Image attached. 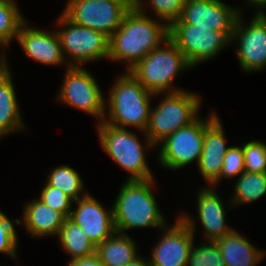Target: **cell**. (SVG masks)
<instances>
[{
	"mask_svg": "<svg viewBox=\"0 0 266 266\" xmlns=\"http://www.w3.org/2000/svg\"><path fill=\"white\" fill-rule=\"evenodd\" d=\"M147 2L151 5L156 17L168 27L179 20L185 4V0H148Z\"/></svg>",
	"mask_w": 266,
	"mask_h": 266,
	"instance_id": "obj_30",
	"label": "cell"
},
{
	"mask_svg": "<svg viewBox=\"0 0 266 266\" xmlns=\"http://www.w3.org/2000/svg\"><path fill=\"white\" fill-rule=\"evenodd\" d=\"M245 172H266V144L262 141H249L242 146Z\"/></svg>",
	"mask_w": 266,
	"mask_h": 266,
	"instance_id": "obj_28",
	"label": "cell"
},
{
	"mask_svg": "<svg viewBox=\"0 0 266 266\" xmlns=\"http://www.w3.org/2000/svg\"><path fill=\"white\" fill-rule=\"evenodd\" d=\"M154 182V179L127 180L122 185L112 206L117 233L126 234L124 231L132 228L163 229L168 226L152 193Z\"/></svg>",
	"mask_w": 266,
	"mask_h": 266,
	"instance_id": "obj_2",
	"label": "cell"
},
{
	"mask_svg": "<svg viewBox=\"0 0 266 266\" xmlns=\"http://www.w3.org/2000/svg\"><path fill=\"white\" fill-rule=\"evenodd\" d=\"M128 1H130L134 5L138 0H128Z\"/></svg>",
	"mask_w": 266,
	"mask_h": 266,
	"instance_id": "obj_39",
	"label": "cell"
},
{
	"mask_svg": "<svg viewBox=\"0 0 266 266\" xmlns=\"http://www.w3.org/2000/svg\"><path fill=\"white\" fill-rule=\"evenodd\" d=\"M187 266H225L220 250L215 241L209 244L192 245Z\"/></svg>",
	"mask_w": 266,
	"mask_h": 266,
	"instance_id": "obj_27",
	"label": "cell"
},
{
	"mask_svg": "<svg viewBox=\"0 0 266 266\" xmlns=\"http://www.w3.org/2000/svg\"><path fill=\"white\" fill-rule=\"evenodd\" d=\"M23 219H15L16 224L23 223L31 238L59 234L65 217L40 200H31L25 204Z\"/></svg>",
	"mask_w": 266,
	"mask_h": 266,
	"instance_id": "obj_19",
	"label": "cell"
},
{
	"mask_svg": "<svg viewBox=\"0 0 266 266\" xmlns=\"http://www.w3.org/2000/svg\"><path fill=\"white\" fill-rule=\"evenodd\" d=\"M8 67H0V77L8 70Z\"/></svg>",
	"mask_w": 266,
	"mask_h": 266,
	"instance_id": "obj_37",
	"label": "cell"
},
{
	"mask_svg": "<svg viewBox=\"0 0 266 266\" xmlns=\"http://www.w3.org/2000/svg\"><path fill=\"white\" fill-rule=\"evenodd\" d=\"M17 237L13 221L0 210V253L16 259Z\"/></svg>",
	"mask_w": 266,
	"mask_h": 266,
	"instance_id": "obj_32",
	"label": "cell"
},
{
	"mask_svg": "<svg viewBox=\"0 0 266 266\" xmlns=\"http://www.w3.org/2000/svg\"><path fill=\"white\" fill-rule=\"evenodd\" d=\"M266 194V172H244L239 176L235 185L231 205L248 204Z\"/></svg>",
	"mask_w": 266,
	"mask_h": 266,
	"instance_id": "obj_24",
	"label": "cell"
},
{
	"mask_svg": "<svg viewBox=\"0 0 266 266\" xmlns=\"http://www.w3.org/2000/svg\"><path fill=\"white\" fill-rule=\"evenodd\" d=\"M242 12L221 0H185L180 16L184 24L209 28L212 31L234 30Z\"/></svg>",
	"mask_w": 266,
	"mask_h": 266,
	"instance_id": "obj_14",
	"label": "cell"
},
{
	"mask_svg": "<svg viewBox=\"0 0 266 266\" xmlns=\"http://www.w3.org/2000/svg\"><path fill=\"white\" fill-rule=\"evenodd\" d=\"M229 147H226V137L218 116L205 128L203 151L198 163L201 175L210 184L219 178L223 158Z\"/></svg>",
	"mask_w": 266,
	"mask_h": 266,
	"instance_id": "obj_17",
	"label": "cell"
},
{
	"mask_svg": "<svg viewBox=\"0 0 266 266\" xmlns=\"http://www.w3.org/2000/svg\"><path fill=\"white\" fill-rule=\"evenodd\" d=\"M24 22L16 3L0 1V47H6L17 38Z\"/></svg>",
	"mask_w": 266,
	"mask_h": 266,
	"instance_id": "obj_26",
	"label": "cell"
},
{
	"mask_svg": "<svg viewBox=\"0 0 266 266\" xmlns=\"http://www.w3.org/2000/svg\"><path fill=\"white\" fill-rule=\"evenodd\" d=\"M245 172L244 153L242 146H230L223 158V165L219 178L212 184L217 185L221 178H232Z\"/></svg>",
	"mask_w": 266,
	"mask_h": 266,
	"instance_id": "obj_31",
	"label": "cell"
},
{
	"mask_svg": "<svg viewBox=\"0 0 266 266\" xmlns=\"http://www.w3.org/2000/svg\"><path fill=\"white\" fill-rule=\"evenodd\" d=\"M40 197L42 203L60 212L65 218L70 216L73 200L63 191L45 182Z\"/></svg>",
	"mask_w": 266,
	"mask_h": 266,
	"instance_id": "obj_29",
	"label": "cell"
},
{
	"mask_svg": "<svg viewBox=\"0 0 266 266\" xmlns=\"http://www.w3.org/2000/svg\"><path fill=\"white\" fill-rule=\"evenodd\" d=\"M132 6L128 0H68L62 13L72 22L110 38Z\"/></svg>",
	"mask_w": 266,
	"mask_h": 266,
	"instance_id": "obj_8",
	"label": "cell"
},
{
	"mask_svg": "<svg viewBox=\"0 0 266 266\" xmlns=\"http://www.w3.org/2000/svg\"><path fill=\"white\" fill-rule=\"evenodd\" d=\"M164 99L150 110L149 124L145 131L146 148L160 145L167 136L197 118L201 101L196 93L185 90L165 93Z\"/></svg>",
	"mask_w": 266,
	"mask_h": 266,
	"instance_id": "obj_5",
	"label": "cell"
},
{
	"mask_svg": "<svg viewBox=\"0 0 266 266\" xmlns=\"http://www.w3.org/2000/svg\"><path fill=\"white\" fill-rule=\"evenodd\" d=\"M27 20L20 27L16 40L31 59L49 65L67 64L60 38L56 31L50 33L27 26Z\"/></svg>",
	"mask_w": 266,
	"mask_h": 266,
	"instance_id": "obj_16",
	"label": "cell"
},
{
	"mask_svg": "<svg viewBox=\"0 0 266 266\" xmlns=\"http://www.w3.org/2000/svg\"><path fill=\"white\" fill-rule=\"evenodd\" d=\"M201 190V191H200ZM197 198V212L206 241H215L232 232L226 221L225 206L218 194L211 188H201Z\"/></svg>",
	"mask_w": 266,
	"mask_h": 266,
	"instance_id": "obj_18",
	"label": "cell"
},
{
	"mask_svg": "<svg viewBox=\"0 0 266 266\" xmlns=\"http://www.w3.org/2000/svg\"><path fill=\"white\" fill-rule=\"evenodd\" d=\"M0 1L16 3L14 0H0Z\"/></svg>",
	"mask_w": 266,
	"mask_h": 266,
	"instance_id": "obj_38",
	"label": "cell"
},
{
	"mask_svg": "<svg viewBox=\"0 0 266 266\" xmlns=\"http://www.w3.org/2000/svg\"><path fill=\"white\" fill-rule=\"evenodd\" d=\"M73 202L77 207L71 210L69 218L85 232L96 247L116 232L113 210H105L90 194Z\"/></svg>",
	"mask_w": 266,
	"mask_h": 266,
	"instance_id": "obj_15",
	"label": "cell"
},
{
	"mask_svg": "<svg viewBox=\"0 0 266 266\" xmlns=\"http://www.w3.org/2000/svg\"><path fill=\"white\" fill-rule=\"evenodd\" d=\"M180 215L174 225L161 229L164 235L152 248L150 266H187L195 225L189 215Z\"/></svg>",
	"mask_w": 266,
	"mask_h": 266,
	"instance_id": "obj_12",
	"label": "cell"
},
{
	"mask_svg": "<svg viewBox=\"0 0 266 266\" xmlns=\"http://www.w3.org/2000/svg\"><path fill=\"white\" fill-rule=\"evenodd\" d=\"M232 31H212L209 28L184 24L180 19L168 27V37L184 54L191 67L212 59L232 43Z\"/></svg>",
	"mask_w": 266,
	"mask_h": 266,
	"instance_id": "obj_7",
	"label": "cell"
},
{
	"mask_svg": "<svg viewBox=\"0 0 266 266\" xmlns=\"http://www.w3.org/2000/svg\"><path fill=\"white\" fill-rule=\"evenodd\" d=\"M124 266H150V262L149 259L147 261L144 260V258L141 257H136L133 261L129 262L128 264L124 265Z\"/></svg>",
	"mask_w": 266,
	"mask_h": 266,
	"instance_id": "obj_34",
	"label": "cell"
},
{
	"mask_svg": "<svg viewBox=\"0 0 266 266\" xmlns=\"http://www.w3.org/2000/svg\"><path fill=\"white\" fill-rule=\"evenodd\" d=\"M5 58L4 54L0 53V67H9Z\"/></svg>",
	"mask_w": 266,
	"mask_h": 266,
	"instance_id": "obj_36",
	"label": "cell"
},
{
	"mask_svg": "<svg viewBox=\"0 0 266 266\" xmlns=\"http://www.w3.org/2000/svg\"><path fill=\"white\" fill-rule=\"evenodd\" d=\"M9 70L0 77V137L25 128Z\"/></svg>",
	"mask_w": 266,
	"mask_h": 266,
	"instance_id": "obj_21",
	"label": "cell"
},
{
	"mask_svg": "<svg viewBox=\"0 0 266 266\" xmlns=\"http://www.w3.org/2000/svg\"><path fill=\"white\" fill-rule=\"evenodd\" d=\"M164 45L166 48L161 44L129 70L146 90L155 94V97L164 92L182 91L174 88L172 82L178 73L192 68L170 38L166 39Z\"/></svg>",
	"mask_w": 266,
	"mask_h": 266,
	"instance_id": "obj_4",
	"label": "cell"
},
{
	"mask_svg": "<svg viewBox=\"0 0 266 266\" xmlns=\"http://www.w3.org/2000/svg\"><path fill=\"white\" fill-rule=\"evenodd\" d=\"M110 92L108 104H105L109 106V115L105 114L103 122L120 128L135 127L145 133L150 99L155 94L146 90L129 71L118 77Z\"/></svg>",
	"mask_w": 266,
	"mask_h": 266,
	"instance_id": "obj_3",
	"label": "cell"
},
{
	"mask_svg": "<svg viewBox=\"0 0 266 266\" xmlns=\"http://www.w3.org/2000/svg\"><path fill=\"white\" fill-rule=\"evenodd\" d=\"M57 238L65 252L71 255V260L88 257L96 253V246L69 217L65 218Z\"/></svg>",
	"mask_w": 266,
	"mask_h": 266,
	"instance_id": "obj_23",
	"label": "cell"
},
{
	"mask_svg": "<svg viewBox=\"0 0 266 266\" xmlns=\"http://www.w3.org/2000/svg\"><path fill=\"white\" fill-rule=\"evenodd\" d=\"M136 250L133 239L115 232L96 247V254L104 266H124L138 257Z\"/></svg>",
	"mask_w": 266,
	"mask_h": 266,
	"instance_id": "obj_22",
	"label": "cell"
},
{
	"mask_svg": "<svg viewBox=\"0 0 266 266\" xmlns=\"http://www.w3.org/2000/svg\"><path fill=\"white\" fill-rule=\"evenodd\" d=\"M97 131L103 150L130 173L127 180L154 179L146 162L145 149L134 132L103 121L97 125Z\"/></svg>",
	"mask_w": 266,
	"mask_h": 266,
	"instance_id": "obj_6",
	"label": "cell"
},
{
	"mask_svg": "<svg viewBox=\"0 0 266 266\" xmlns=\"http://www.w3.org/2000/svg\"><path fill=\"white\" fill-rule=\"evenodd\" d=\"M56 23L67 27L56 32L60 38L65 59L67 56L72 59L67 60L68 66L82 67L83 63L109 57L110 38L105 34L78 25L69 20L63 13Z\"/></svg>",
	"mask_w": 266,
	"mask_h": 266,
	"instance_id": "obj_9",
	"label": "cell"
},
{
	"mask_svg": "<svg viewBox=\"0 0 266 266\" xmlns=\"http://www.w3.org/2000/svg\"><path fill=\"white\" fill-rule=\"evenodd\" d=\"M216 117L217 115L213 112L205 120L197 117L193 122L179 128L161 141L158 156L163 167L178 170L195 160L198 165L203 151L205 128Z\"/></svg>",
	"mask_w": 266,
	"mask_h": 266,
	"instance_id": "obj_10",
	"label": "cell"
},
{
	"mask_svg": "<svg viewBox=\"0 0 266 266\" xmlns=\"http://www.w3.org/2000/svg\"><path fill=\"white\" fill-rule=\"evenodd\" d=\"M47 183L50 186L60 189L73 201L86 196L83 194L84 183L79 173L69 165H60L54 168L48 175ZM82 194V195H81Z\"/></svg>",
	"mask_w": 266,
	"mask_h": 266,
	"instance_id": "obj_25",
	"label": "cell"
},
{
	"mask_svg": "<svg viewBox=\"0 0 266 266\" xmlns=\"http://www.w3.org/2000/svg\"><path fill=\"white\" fill-rule=\"evenodd\" d=\"M143 3L132 6L109 41V60L128 62L127 71L169 38L167 24L147 17Z\"/></svg>",
	"mask_w": 266,
	"mask_h": 266,
	"instance_id": "obj_1",
	"label": "cell"
},
{
	"mask_svg": "<svg viewBox=\"0 0 266 266\" xmlns=\"http://www.w3.org/2000/svg\"><path fill=\"white\" fill-rule=\"evenodd\" d=\"M68 264V266H104L96 253L88 257L69 260Z\"/></svg>",
	"mask_w": 266,
	"mask_h": 266,
	"instance_id": "obj_33",
	"label": "cell"
},
{
	"mask_svg": "<svg viewBox=\"0 0 266 266\" xmlns=\"http://www.w3.org/2000/svg\"><path fill=\"white\" fill-rule=\"evenodd\" d=\"M58 100L95 116L101 123L104 119L106 99L94 76L80 66H67Z\"/></svg>",
	"mask_w": 266,
	"mask_h": 266,
	"instance_id": "obj_11",
	"label": "cell"
},
{
	"mask_svg": "<svg viewBox=\"0 0 266 266\" xmlns=\"http://www.w3.org/2000/svg\"><path fill=\"white\" fill-rule=\"evenodd\" d=\"M215 242L225 266H257L266 255L262 249L258 250L236 230Z\"/></svg>",
	"mask_w": 266,
	"mask_h": 266,
	"instance_id": "obj_20",
	"label": "cell"
},
{
	"mask_svg": "<svg viewBox=\"0 0 266 266\" xmlns=\"http://www.w3.org/2000/svg\"><path fill=\"white\" fill-rule=\"evenodd\" d=\"M247 2H249L250 4H252L253 6L255 5V7L257 8H266V0H247Z\"/></svg>",
	"mask_w": 266,
	"mask_h": 266,
	"instance_id": "obj_35",
	"label": "cell"
},
{
	"mask_svg": "<svg viewBox=\"0 0 266 266\" xmlns=\"http://www.w3.org/2000/svg\"><path fill=\"white\" fill-rule=\"evenodd\" d=\"M249 22L243 23L242 13L237 18L232 31V42L237 39V58L241 68L246 71L265 69L266 66V13L261 9Z\"/></svg>",
	"mask_w": 266,
	"mask_h": 266,
	"instance_id": "obj_13",
	"label": "cell"
}]
</instances>
